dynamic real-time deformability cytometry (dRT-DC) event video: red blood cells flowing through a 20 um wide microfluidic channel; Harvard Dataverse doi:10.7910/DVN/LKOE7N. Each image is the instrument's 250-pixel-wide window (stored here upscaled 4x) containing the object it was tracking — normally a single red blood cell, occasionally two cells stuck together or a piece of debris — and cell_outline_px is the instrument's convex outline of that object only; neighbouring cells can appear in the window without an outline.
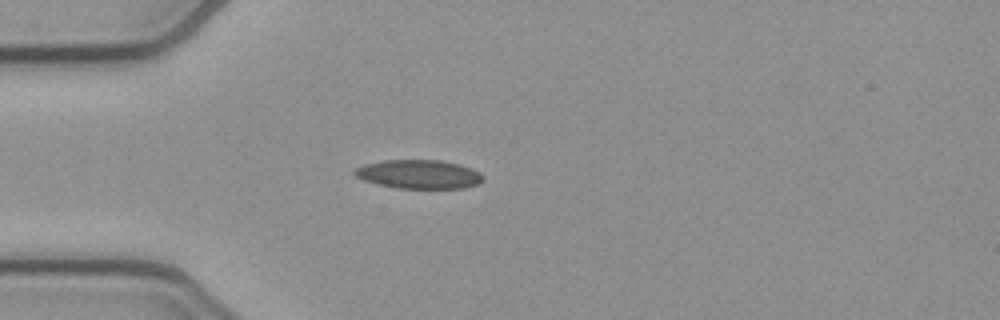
{"species": "common noctule bat (a hibernating species)", "species_latin": "Nyctalus noctula", "temperature_condition": "cold", "stored_images_in_passage": 39, "camera_frame_rate_fps": 3000, "um_per_image_px": 0.085, "animal": {"sex": "female", "body_mass_g": 21.9}, "frame": {"image": 1, "passage_image": 1, "time_ms": 0.0, "image_size_px": [1000, 320], "cell_outline_px": [[484, 180], [476, 184], [464, 188], [396, 188], [376, 184], [364, 180], [356, 176], [352, 172], [356, 168], [364, 164], [384, 160], [444, 160], [460, 164], [472, 168], [480, 172], [484, 176]], "centroid_in_image_um": [35.62, 14.8], "position_along_channel_um": 49.4, "area_um2": 21.73}}
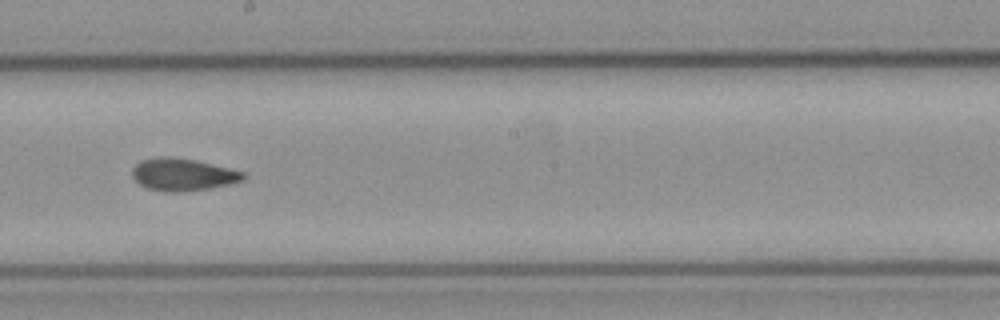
{"frame": {"image": 2, "passage_image": 16, "time_ms": 5.0, "image_size_px": [1000, 320], "cell_outline_px": [[244, 180], [232, 184], [184, 192], [164, 192], [148, 188], [140, 184], [132, 176], [132, 168], [140, 160], [164, 156], [168, 156], [192, 160], [228, 168], [244, 172]], "centroid_in_image_um": [15.52, 14.85], "position_along_channel_um": 232.7, "area_um2": 20.75}}
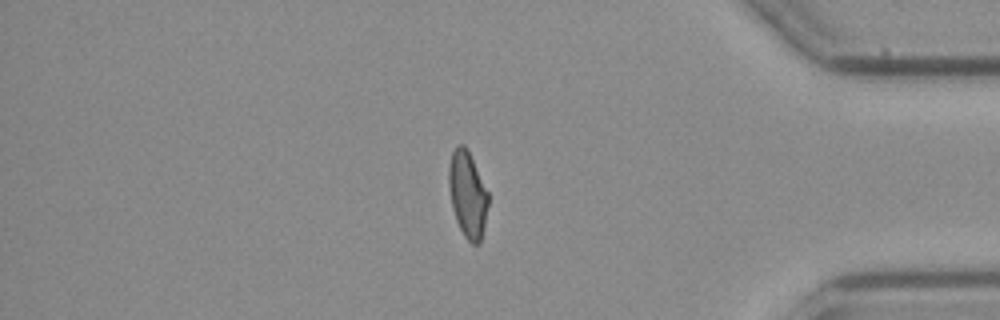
{"frame": {"image": 3, "passage_image": 31, "time_ms": 10.0, "image_size_px": [1000, 320], "cell_outline_px": [[488, 204], [484, 228], [480, 244], [472, 244], [464, 236], [456, 220], [452, 208], [448, 184], [448, 168], [452, 152], [460, 144], [464, 144], [488, 192]], "centroid_in_image_um": [39.73, 16.57], "position_along_channel_um": 395.5, "area_um2": 19.59}, "authors_computed_cell_mechanics": {"area_um2": 20.3456, "velocity_mm_per_s": 3.8871, "shape_relaxation_time_tau1_ms": null, "shape_relaxation_time_tau2_ms": 2.6791, "deformation_change_tau1": null, "deformation_change_tau2": 0.0942}}